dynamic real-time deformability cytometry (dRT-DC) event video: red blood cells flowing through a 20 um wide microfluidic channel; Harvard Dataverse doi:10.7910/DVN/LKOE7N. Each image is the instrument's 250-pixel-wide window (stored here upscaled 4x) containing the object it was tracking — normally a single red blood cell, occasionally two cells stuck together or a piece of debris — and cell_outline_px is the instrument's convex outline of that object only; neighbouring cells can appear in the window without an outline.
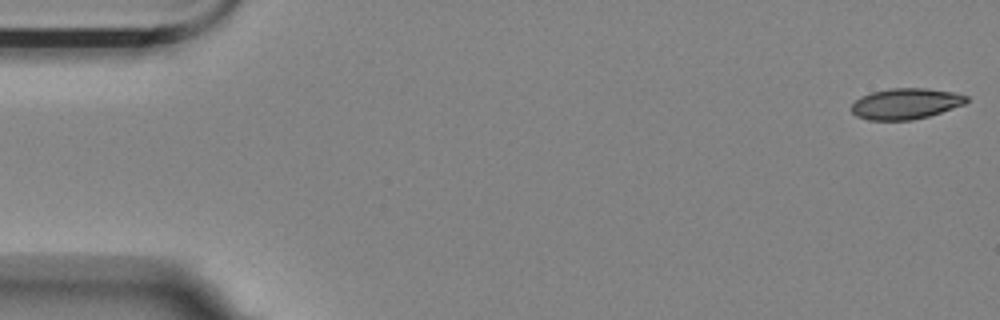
{"species": "Egyptian fruit bat (a non-hibernating species)", "species_latin": "Rousettus aegyptiacus", "temperature_condition": "room temperature", "stored_images_in_passage": 5, "camera_frame_rate_fps": 3000, "um_per_image_px": 0.085, "animal": {"sex": "female"}, "frame": {"image": 1, "passage_image": 1, "time_ms": 0.0, "image_size_px": [1000, 320], "cell_outline_px": [[968, 100], [964, 104], [928, 116], [912, 120], [868, 120], [856, 116], [852, 112], [852, 104], [860, 96], [872, 92], [888, 88], [928, 88], [952, 92], [968, 96]], "centroid_in_image_um": [76.96, 8.81], "position_along_channel_um": 8.0, "area_um2": 20.63}}
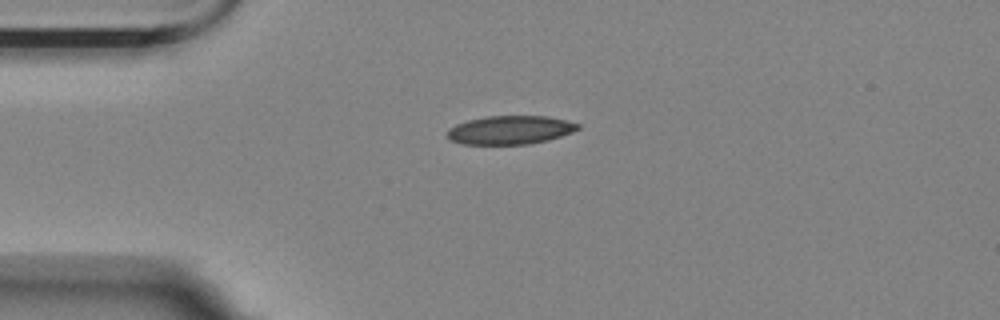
{"frame": {"image": 2, "passage_image": 4, "time_ms": 1.0, "image_size_px": [1000, 320], "cell_outline_px": [[580, 128], [572, 132], [548, 140], [528, 144], [464, 144], [448, 140], [448, 128], [456, 124], [468, 120], [484, 116], [548, 116], [580, 124]], "centroid_in_image_um": [43.34, 11.04], "position_along_channel_um": 41.7, "area_um2": 21.73}}